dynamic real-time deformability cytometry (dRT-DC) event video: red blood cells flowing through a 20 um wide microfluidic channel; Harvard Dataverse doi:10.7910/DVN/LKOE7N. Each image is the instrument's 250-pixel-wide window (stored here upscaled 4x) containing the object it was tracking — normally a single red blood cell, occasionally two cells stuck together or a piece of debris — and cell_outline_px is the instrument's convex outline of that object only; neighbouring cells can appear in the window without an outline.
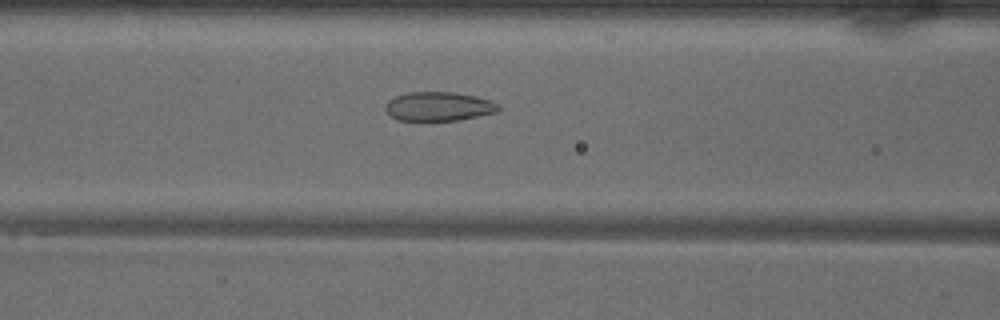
{"species": "common noctule bat (a hibernating species)", "species_latin": "Nyctalus noctula", "temperature_condition": "warm", "stored_images_in_passage": 44, "camera_frame_rate_fps": 3000, "um_per_image_px": 0.085, "animal": {"sex": "male", "body_mass_g": 18.8}, "frame": {"image": 1, "passage_image": 14, "time_ms": 4.333, "image_size_px": [1000, 320], "cell_outline_px": [[500, 108], [496, 112], [460, 120], [396, 120], [384, 108], [388, 100], [396, 96], [408, 92], [456, 92], [476, 96], [492, 100], [500, 104]], "centroid_in_image_um": [37.32, 9.03], "position_along_channel_um": 129.3, "area_um2": 19.19}}
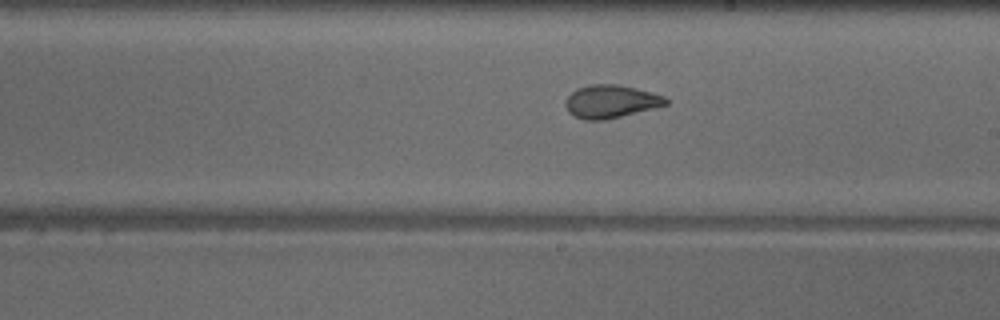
{"frame": {"image": 2, "passage_image": 22, "time_ms": 7.0, "image_size_px": [1000, 320], "cell_outline_px": [[668, 104], [604, 120], [584, 120], [568, 112], [564, 104], [568, 96], [576, 88], [592, 84], [616, 84], [636, 88], [652, 92], [664, 96], [668, 100]], "centroid_in_image_um": [51.89, 8.61], "position_along_channel_um": 237.1, "area_um2": 19.13}}
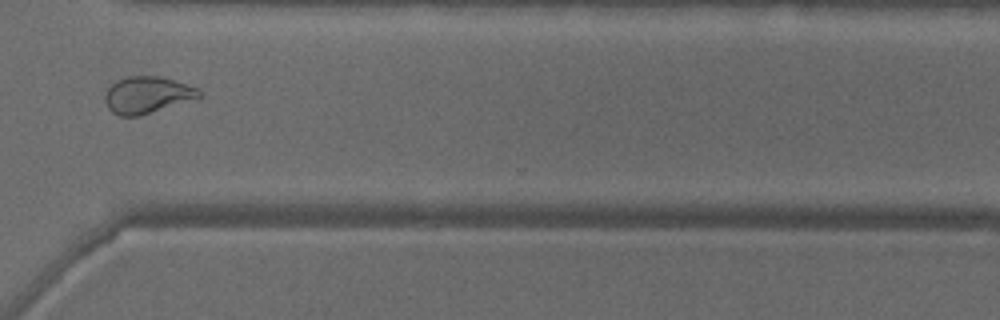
{"frame": {"image": 3, "passage_image": 31, "time_ms": 10.0, "image_size_px": [1000, 320], "cell_outline_px": [[204, 96], [140, 116], [120, 116], [112, 112], [108, 108], [104, 100], [104, 96], [108, 88], [116, 80], [128, 76], [160, 76], [200, 88], [204, 92]], "centroid_in_image_um": [12.54, 8.07], "position_along_channel_um": 358.1, "area_um2": 20.4}, "authors_computed_cell_mechanics": {"area_um2": 21.1259, "velocity_mm_per_s": 4.0446, "shape_relaxation_time_tau1_ms": null, "shape_relaxation_time_tau2_ms": 1.2832, "deformation_change_tau1": null, "deformation_change_tau2": 0.0699}}